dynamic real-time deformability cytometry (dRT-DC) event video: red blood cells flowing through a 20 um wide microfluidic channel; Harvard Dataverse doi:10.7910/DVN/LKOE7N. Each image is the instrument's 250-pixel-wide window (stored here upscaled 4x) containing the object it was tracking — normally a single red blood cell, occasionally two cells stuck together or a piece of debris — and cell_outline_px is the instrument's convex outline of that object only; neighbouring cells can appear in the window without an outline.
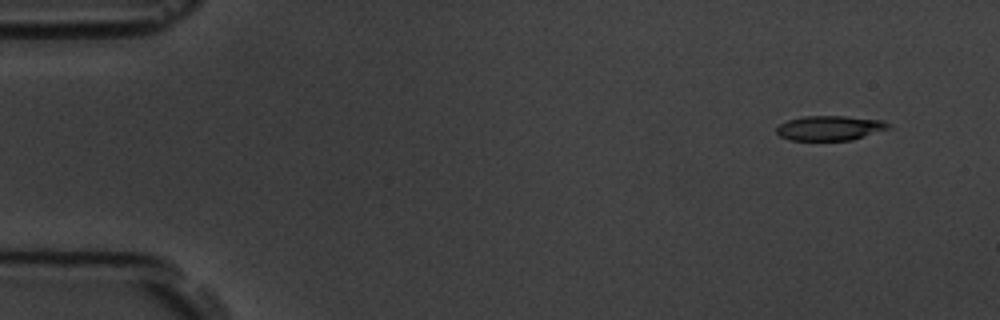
{"species": "common noctule bat (a hibernating species)", "species_latin": "Nyctalus noctula", "temperature_condition": "room temperature", "stored_images_in_passage": 5, "camera_frame_rate_fps": 3000, "um_per_image_px": 0.085, "animal": {"sex": "male", "body_mass_g": 19.5, "forearm_length_mm": 54.6}, "frame": {"image": 1, "passage_image": 1, "time_ms": 0.0, "image_size_px": [1000, 320], "cell_outline_px": [[892, 128], [852, 140], [788, 140], [780, 136], [776, 132], [776, 128], [780, 124], [788, 120], [804, 116], [844, 116], [884, 120], [892, 124]], "centroid_in_image_um": [70.58, 10.88], "position_along_channel_um": 14.4, "area_um2": 16.3}}
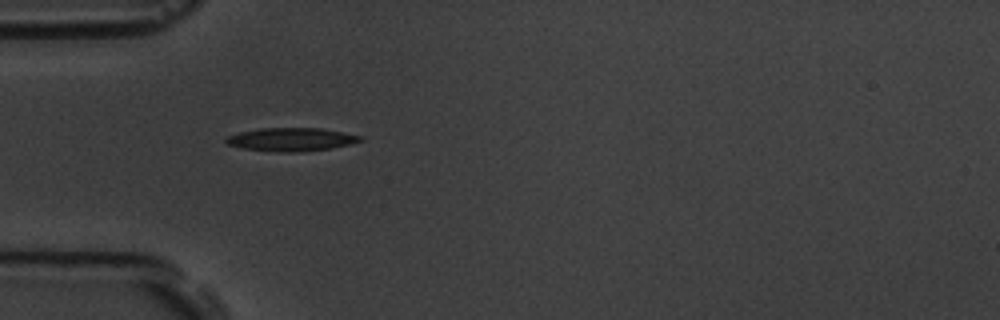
{"frame": {"image": 2, "passage_image": 4, "time_ms": 4.333, "image_size_px": [1000, 320], "cell_outline_px": [[364, 140], [332, 148], [300, 152], [276, 152], [244, 148], [228, 144], [224, 140], [228, 136], [240, 132], [260, 128], [320, 128], [364, 136]], "centroid_in_image_um": [24.78, 11.85], "position_along_channel_um": 60.2, "area_um2": 18.15}}
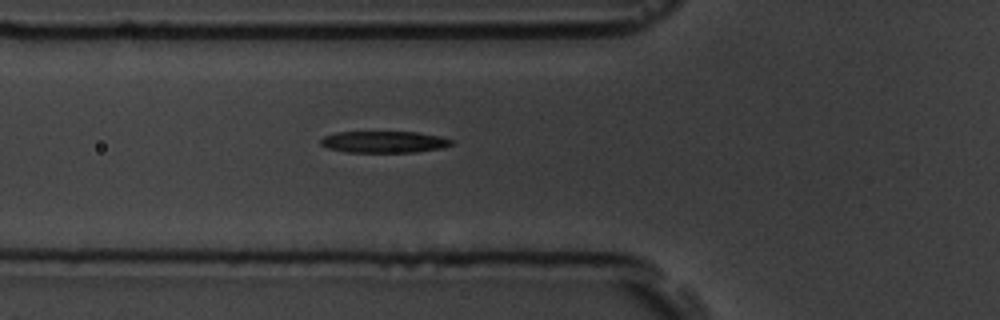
{"frame": {"image": 3, "passage_image": 5, "time_ms": 5.333, "image_size_px": [1000, 320], "cell_outline_px": [[452, 144], [440, 148], [416, 152], [348, 152], [328, 148], [320, 144], [320, 140], [324, 136], [336, 132], [416, 132], [440, 136], [452, 140]], "centroid_in_image_um": [32.62, 12.06], "position_along_channel_um": 93.2, "area_um2": 16.36}}